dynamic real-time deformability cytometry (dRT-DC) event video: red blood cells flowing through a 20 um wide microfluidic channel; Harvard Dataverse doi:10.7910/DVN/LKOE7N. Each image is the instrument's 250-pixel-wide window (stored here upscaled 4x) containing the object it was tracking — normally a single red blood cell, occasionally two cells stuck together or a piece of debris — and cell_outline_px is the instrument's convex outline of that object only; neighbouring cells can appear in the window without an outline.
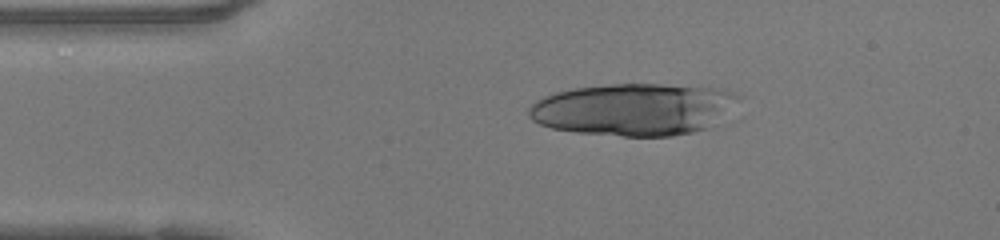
{"species": "human", "species_latin": "Homo sapiens", "temperature_condition": "warm", "stored_images_in_passage": 27, "camera_frame_rate_fps": 3000, "um_per_image_px": 0.085, "donor": {"sex": "female"}, "frame": {"image": 1, "passage_image": 1, "time_ms": 0.0, "image_size_px": [1000, 240], "cell_outline_px": [[744, 96], [740, 100], [708, 128], [692, 132], [672, 136], [624, 136], [576, 132], [552, 128], [540, 124], [532, 120], [528, 116], [528, 108], [536, 100], [544, 96], [556, 92], [572, 88], [608, 84], [664, 84], [724, 88], [736, 92]], "centroid_in_image_um": [53.88, 9.27], "position_along_channel_um": 31.1, "area_um2": 64.04}}